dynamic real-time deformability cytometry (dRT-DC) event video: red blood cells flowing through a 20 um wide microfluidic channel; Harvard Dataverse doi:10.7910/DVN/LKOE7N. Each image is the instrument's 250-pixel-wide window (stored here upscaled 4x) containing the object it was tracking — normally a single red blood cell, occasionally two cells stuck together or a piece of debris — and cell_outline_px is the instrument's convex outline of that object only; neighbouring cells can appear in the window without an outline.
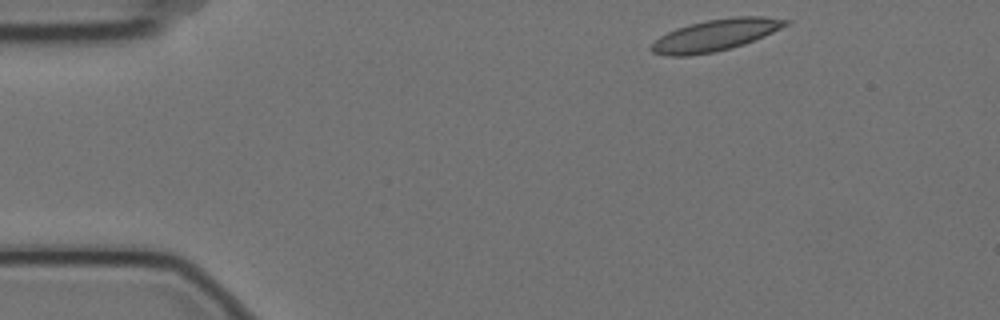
{"species": "Egyptian fruit bat (a non-hibernating species)", "species_latin": "Rousettus aegyptiacus", "temperature_condition": "cold", "stored_images_in_passage": 2, "camera_frame_rate_fps": 3000, "um_per_image_px": 0.085, "animal": {"sex": "female"}, "frame": {"image": 1, "passage_image": 1, "time_ms": 0.0, "image_size_px": [1000, 320], "cell_outline_px": [[792, 20], [788, 24], [764, 36], [744, 44], [716, 52], [688, 56], [664, 56], [652, 52], [648, 48], [660, 36], [676, 28], [688, 24], [708, 20], [736, 16], [764, 16]], "centroid_in_image_um": [60.79, 2.99], "position_along_channel_um": 24.2, "area_um2": 24.8}}